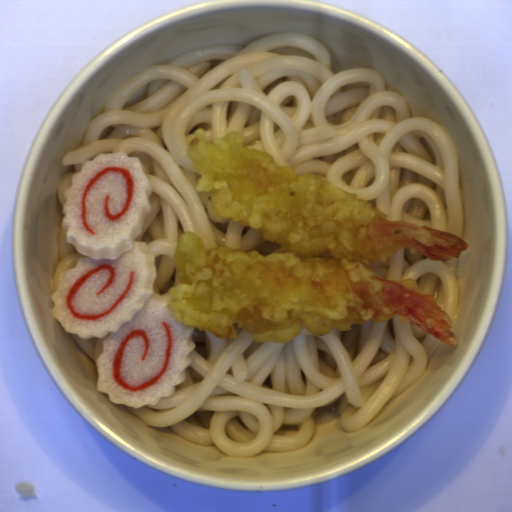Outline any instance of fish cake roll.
<instances>
[{"label": "fish cake roll", "mask_w": 512, "mask_h": 512, "mask_svg": "<svg viewBox=\"0 0 512 512\" xmlns=\"http://www.w3.org/2000/svg\"><path fill=\"white\" fill-rule=\"evenodd\" d=\"M63 194L61 228L82 256L50 294L51 315L81 340L102 339L96 388L109 402L154 406L186 381L196 327L166 307L169 291L154 292V253L136 240L152 209L144 165L124 151L99 153Z\"/></svg>", "instance_id": "1"}]
</instances>
